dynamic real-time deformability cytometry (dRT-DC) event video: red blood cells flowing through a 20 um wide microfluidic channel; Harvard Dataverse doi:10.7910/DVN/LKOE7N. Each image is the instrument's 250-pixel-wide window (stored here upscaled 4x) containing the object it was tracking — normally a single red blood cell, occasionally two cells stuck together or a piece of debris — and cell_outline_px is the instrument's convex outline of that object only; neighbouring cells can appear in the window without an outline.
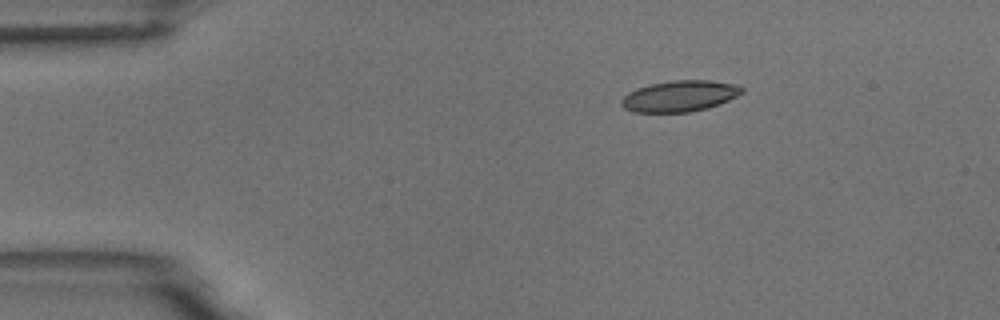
{"species": "common noctule bat (a hibernating species)", "species_latin": "Nyctalus noctula", "temperature_condition": "room temperature", "stored_images_in_passage": 3, "camera_frame_rate_fps": 3000, "um_per_image_px": 0.085, "animal": {"sex": "male", "body_mass_g": 18.8}, "frame": {"image": 1, "passage_image": 1, "time_ms": 0.0, "image_size_px": [1000, 320], "cell_outline_px": [[744, 92], [720, 104], [708, 108], [688, 112], [632, 112], [624, 108], [620, 104], [620, 100], [628, 92], [636, 88], [652, 84], [672, 80], [708, 80], [732, 84], [744, 88]], "centroid_in_image_um": [57.74, 8.17], "position_along_channel_um": 27.3, "area_um2": 21.79}}
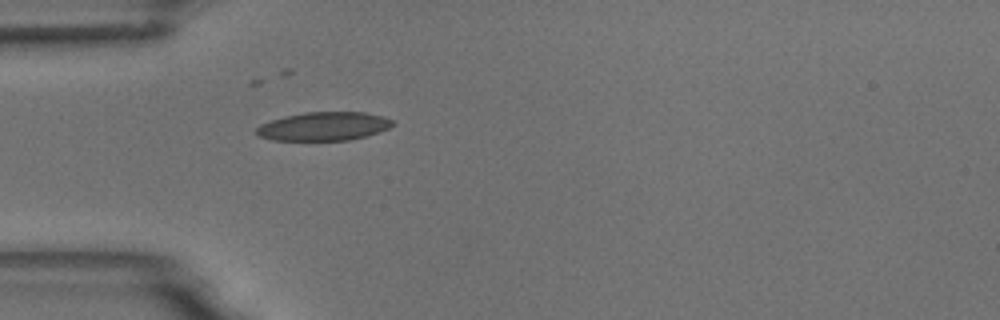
{"frame": {"image": 2, "passage_image": 3, "time_ms": 2.333, "image_size_px": [1000, 320], "cell_outline_px": [[396, 124], [380, 132], [348, 140], [272, 140], [256, 136], [256, 128], [260, 124], [284, 116], [304, 112], [364, 112], [384, 116], [392, 120]], "centroid_in_image_um": [27.51, 10.73], "position_along_channel_um": 57.5, "area_um2": 22.77}}